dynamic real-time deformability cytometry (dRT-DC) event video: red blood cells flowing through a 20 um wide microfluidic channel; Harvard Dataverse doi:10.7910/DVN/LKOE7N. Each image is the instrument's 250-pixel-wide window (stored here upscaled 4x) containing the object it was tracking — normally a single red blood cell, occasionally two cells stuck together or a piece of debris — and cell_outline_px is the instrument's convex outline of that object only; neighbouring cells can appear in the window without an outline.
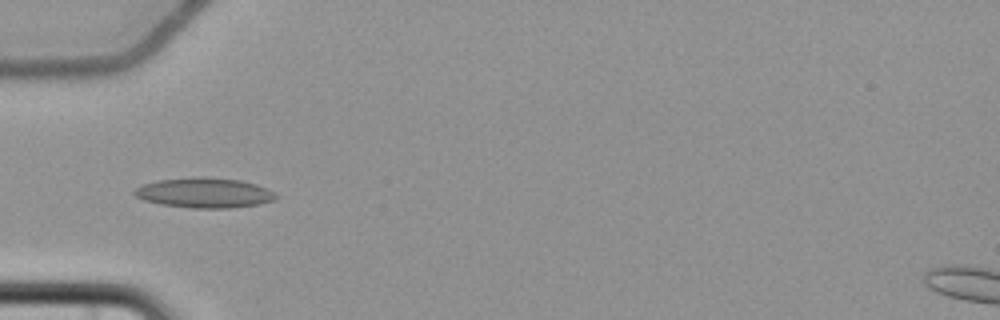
{"species": "common noctule bat (a hibernating species)", "species_latin": "Nyctalus noctula", "temperature_condition": "cold", "stored_images_in_passage": 3, "camera_frame_rate_fps": 3000, "um_per_image_px": 0.085, "animal": {"sex": "female", "body_mass_g": 22.7, "forearm_length_mm": 54.2}, "frame": {"image": 1, "passage_image": 3, "time_ms": 3.333, "image_size_px": [1000, 320], "cell_outline_px": [[280, 196], [272, 200], [260, 204], [228, 208], [192, 208], [160, 204], [144, 200], [136, 196], [132, 192], [140, 184], [156, 180], [196, 176], [204, 176], [240, 180], [256, 184]], "centroid_in_image_um": [17.32, 16.37], "position_along_channel_um": 67.7, "area_um2": 24.91}}